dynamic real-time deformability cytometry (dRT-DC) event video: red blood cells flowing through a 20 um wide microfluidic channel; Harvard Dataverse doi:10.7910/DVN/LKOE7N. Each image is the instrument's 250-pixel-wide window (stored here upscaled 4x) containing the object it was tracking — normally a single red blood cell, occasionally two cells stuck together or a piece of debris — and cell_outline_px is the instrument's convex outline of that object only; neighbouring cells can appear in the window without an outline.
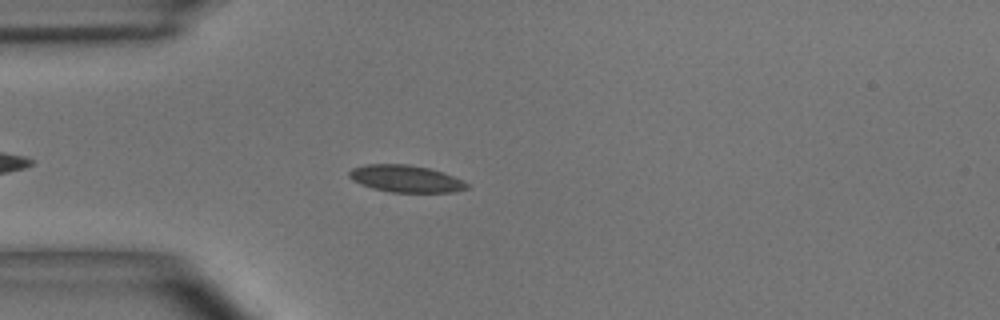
{"species": "common noctule bat (a hibernating species)", "species_latin": "Nyctalus noctula", "temperature_condition": "room temperature", "stored_images_in_passage": 11, "camera_frame_rate_fps": 3000, "um_per_image_px": 0.085, "animal": {"sex": "male", "body_mass_g": 15.6}, "frame": {"image": 1, "passage_image": 7, "time_ms": 2.0, "image_size_px": [1000, 320], "cell_outline_px": [[468, 188], [456, 192], [388, 192], [372, 188], [360, 184], [352, 180], [348, 176], [348, 172], [352, 168], [368, 164], [408, 164], [428, 168], [452, 176], [468, 184]], "centroid_in_image_um": [34.43, 15.19], "position_along_channel_um": 50.6, "area_um2": 18.44}}